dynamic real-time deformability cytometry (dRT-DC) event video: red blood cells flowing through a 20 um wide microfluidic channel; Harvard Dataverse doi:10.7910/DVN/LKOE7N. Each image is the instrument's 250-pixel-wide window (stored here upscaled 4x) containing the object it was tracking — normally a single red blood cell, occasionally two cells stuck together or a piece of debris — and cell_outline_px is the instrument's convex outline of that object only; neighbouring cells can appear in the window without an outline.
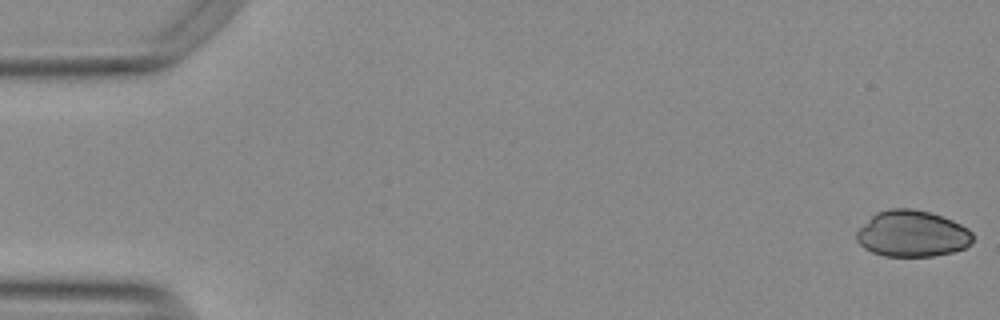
{"species": "Egyptian fruit bat (a non-hibernating species)", "species_latin": "Rousettus aegyptiacus", "temperature_condition": "warm", "stored_images_in_passage": 55, "camera_frame_rate_fps": 3000, "um_per_image_px": 0.085, "animal": {"sex": "female"}, "frame": {"image": 1, "passage_image": 1, "time_ms": 0.0, "image_size_px": [1000, 320], "cell_outline_px": [[972, 240], [964, 248], [952, 252], [932, 256], [884, 256], [872, 252], [864, 248], [856, 240], [856, 232], [876, 212], [892, 208], [912, 208], [928, 212], [952, 220], [968, 228], [972, 232]], "centroid_in_image_um": [77.52, 19.87], "position_along_channel_um": 7.5, "area_um2": 31.15}}
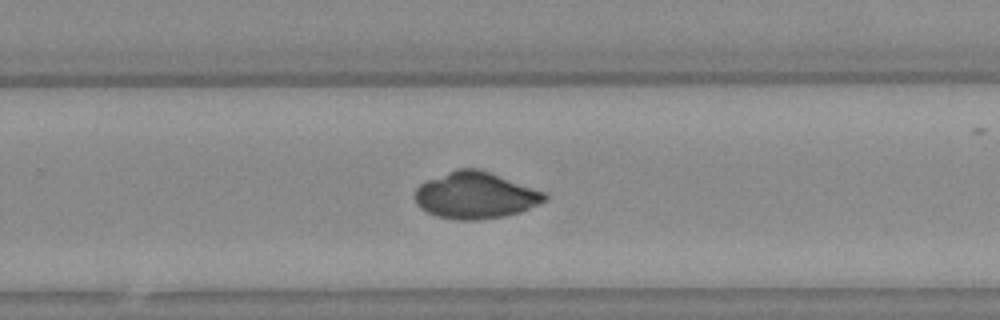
{"frame": {"image": 2, "passage_image": 35, "time_ms": 11.333, "image_size_px": [1000, 320], "cell_outline_px": [[548, 200], [520, 212], [504, 216], [480, 220], [456, 220], [436, 216], [420, 208], [416, 204], [416, 188], [420, 184], [428, 180], [456, 168], [480, 168], [544, 192], [548, 196]], "centroid_in_image_um": [40.42, 16.61], "position_along_channel_um": 289.4, "area_um2": 35.26}}
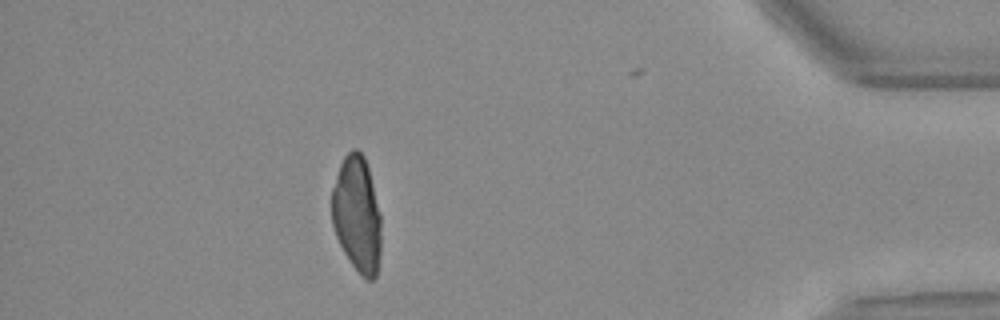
{"frame": {"image": 3, "passage_image": 48, "time_ms": 15.667, "image_size_px": [1000, 320], "cell_outline_px": [[380, 252], [376, 276], [372, 280], [368, 280], [360, 276], [344, 252], [336, 236], [332, 224], [332, 188], [340, 164], [344, 156], [352, 148], [356, 148], [364, 156], [368, 168], [380, 212]], "centroid_in_image_um": [30.34, 18.22], "position_along_channel_um": 404.9, "area_um2": 33.29}}